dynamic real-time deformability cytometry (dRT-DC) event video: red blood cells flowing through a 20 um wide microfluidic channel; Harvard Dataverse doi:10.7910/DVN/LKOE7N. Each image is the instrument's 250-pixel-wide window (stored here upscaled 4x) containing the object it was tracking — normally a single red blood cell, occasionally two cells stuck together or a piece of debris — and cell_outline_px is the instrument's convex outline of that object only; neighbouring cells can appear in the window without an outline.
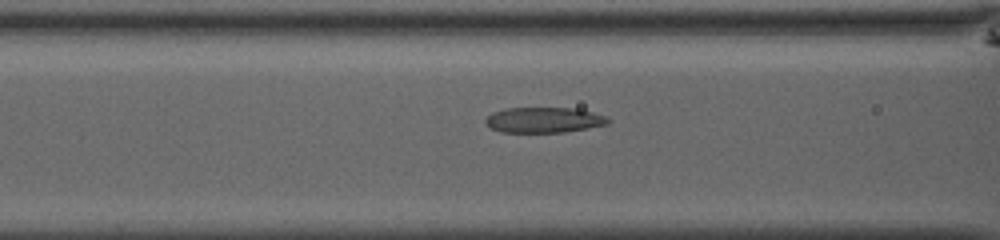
{"species": "common noctule bat (a hibernating species)", "species_latin": "Nyctalus noctula", "temperature_condition": "room temperature", "stored_images_in_passage": 33, "camera_frame_rate_fps": 3000, "um_per_image_px": 0.085, "animal": {"sex": "male", "body_mass_g": 13.0, "forearm_length_mm": 53.1}, "frame": {"image": 1, "passage_image": 5, "time_ms": 1.333, "image_size_px": [1000, 240], "cell_outline_px": [[612, 120], [608, 124], [588, 128], [564, 132], [500, 132], [492, 128], [484, 120], [492, 112], [508, 108], [576, 108], [608, 116]], "centroid_in_image_um": [46.29, 10.19], "position_along_channel_um": 120.3, "area_um2": 18.21}}
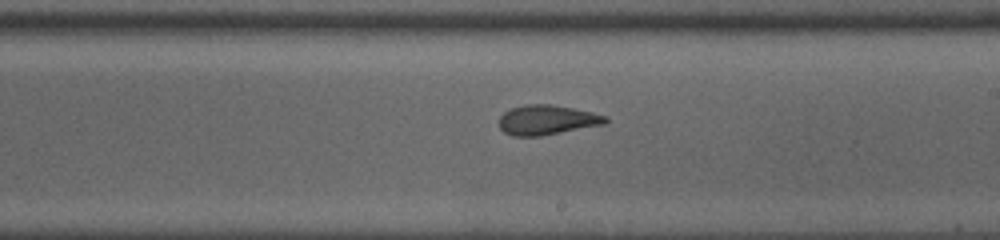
{"frame": {"image": 2, "passage_image": 14, "time_ms": 4.333, "image_size_px": [1000, 240], "cell_outline_px": [[608, 120], [604, 124], [540, 136], [512, 136], [504, 132], [500, 128], [500, 116], [504, 112], [512, 108], [524, 104], [548, 104], [572, 108], [592, 112], [608, 116]], "centroid_in_image_um": [46.48, 10.19], "position_along_channel_um": 242.5, "area_um2": 18.32}}
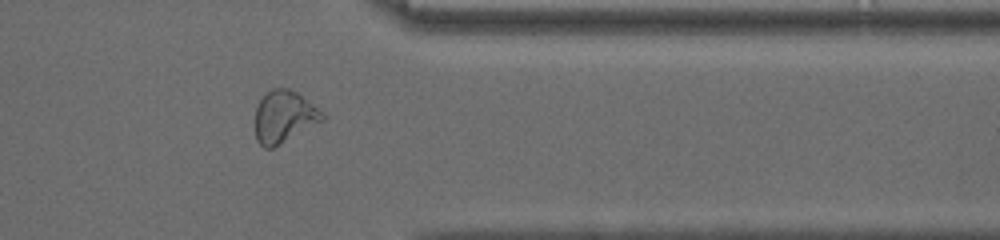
{"frame": {"image": 3, "passage_image": 25, "time_ms": 8.0, "image_size_px": [1000, 240], "cell_outline_px": [[324, 120], [272, 148], [264, 148], [256, 140], [256, 108], [260, 100], [272, 88], [288, 88], [296, 92], [324, 112]], "centroid_in_image_um": [24.15, 9.92], "position_along_channel_um": 387.3, "area_um2": 20.06}, "authors_computed_cell_mechanics": {"area_um2": 18.8428, "velocity_mm_per_s": 4.0608, "shape_relaxation_time_tau1_ms": 5.5706, "shape_relaxation_time_tau2_ms": 1.8634, "deformation_change_tau1": 0.1851, "deformation_change_tau2": 0.0819}}